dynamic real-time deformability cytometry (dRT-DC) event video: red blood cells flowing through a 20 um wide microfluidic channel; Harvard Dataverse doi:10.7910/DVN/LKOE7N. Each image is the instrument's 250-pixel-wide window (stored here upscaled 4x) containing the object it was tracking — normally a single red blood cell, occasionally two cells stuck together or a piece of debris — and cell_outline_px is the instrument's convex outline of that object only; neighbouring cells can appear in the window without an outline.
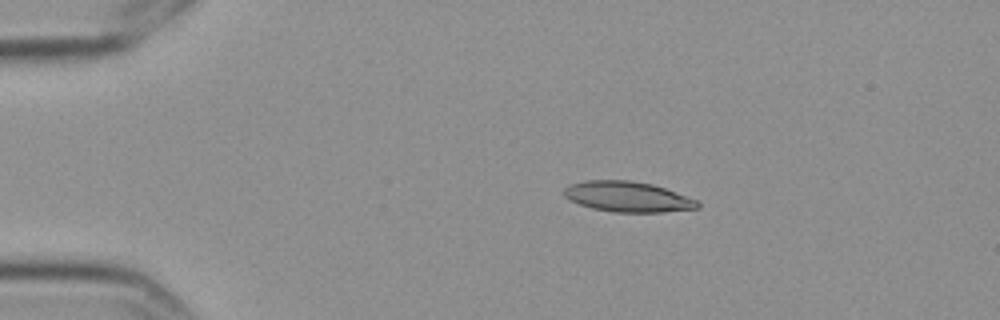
{"species": "Egyptian fruit bat (a non-hibernating species)", "species_latin": "Rousettus aegyptiacus", "temperature_condition": "cold", "stored_images_in_passage": 3, "camera_frame_rate_fps": 3000, "um_per_image_px": 0.085, "frame": {"image": 1, "passage_image": 1, "time_ms": 0.0, "image_size_px": [1000, 320], "cell_outline_px": [[700, 208], [664, 212], [616, 212], [592, 208], [580, 204], [564, 196], [564, 188], [572, 184], [588, 180], [632, 180], [652, 184], [664, 188], [696, 200], [700, 204]], "centroid_in_image_um": [53.37, 16.72], "position_along_channel_um": 31.6, "area_um2": 23.41}}